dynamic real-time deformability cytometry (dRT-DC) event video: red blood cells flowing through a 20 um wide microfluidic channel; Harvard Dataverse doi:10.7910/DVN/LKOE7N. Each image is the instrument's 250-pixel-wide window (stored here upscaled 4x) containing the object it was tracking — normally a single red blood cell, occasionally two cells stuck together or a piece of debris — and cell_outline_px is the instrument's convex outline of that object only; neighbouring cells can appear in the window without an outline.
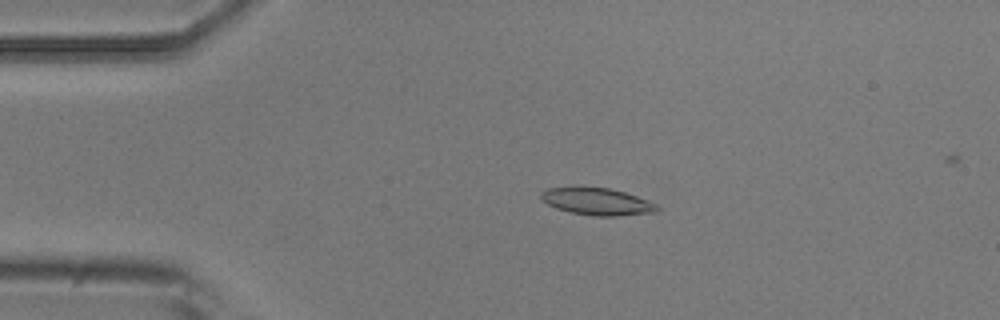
{"species": "common noctule bat (a hibernating species)", "species_latin": "Nyctalus noctula", "temperature_condition": "room temperature", "stored_images_in_passage": 41, "camera_frame_rate_fps": 3000, "um_per_image_px": 0.085, "animal": {"sex": "male", "body_mass_g": 20.5, "forearm_length_mm": 52.5}, "frame": {"image": 1, "passage_image": 4, "time_ms": 1.0, "image_size_px": [1000, 320], "cell_outline_px": [[660, 208], [656, 212], [616, 216], [592, 216], [572, 212], [556, 208], [548, 204], [540, 196], [540, 192], [548, 188], [572, 184], [612, 188], [636, 196], [656, 204]], "centroid_in_image_um": [50.69, 17.08], "position_along_channel_um": 34.3, "area_um2": 18.9}}
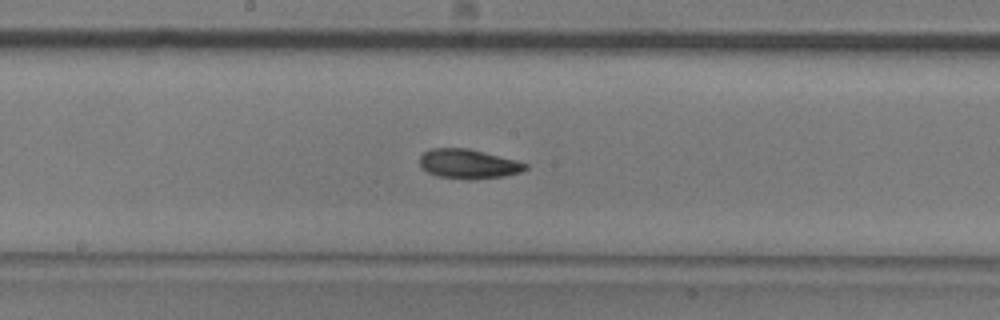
{"frame": {"image": 2, "passage_image": 21, "time_ms": 6.667, "image_size_px": [1000, 320], "cell_outline_px": [[528, 168], [520, 172], [504, 176], [476, 180], [468, 180], [436, 176], [428, 172], [420, 164], [420, 156], [424, 152], [432, 148], [468, 148], [516, 160], [528, 164]], "centroid_in_image_um": [39.82, 13.94], "position_along_channel_um": 208.4, "area_um2": 18.21}}
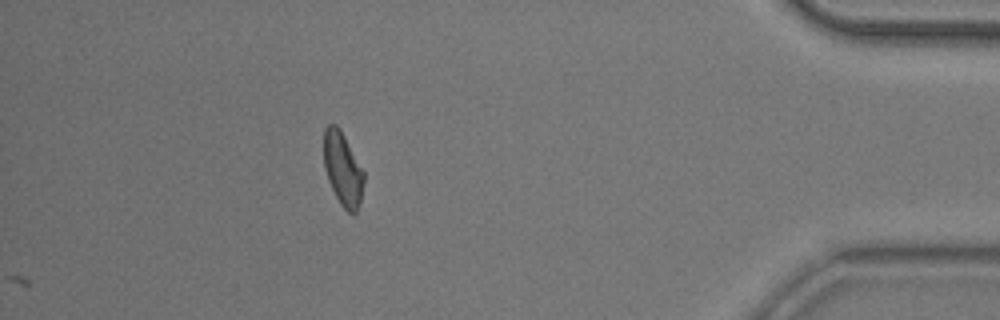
{"frame": {"image": 3, "passage_image": 41, "time_ms": 13.333, "image_size_px": [1000, 320], "cell_outline_px": [[364, 180], [360, 204], [356, 212], [352, 216], [340, 204], [328, 180], [324, 168], [324, 128], [328, 124], [336, 124], [340, 128], [364, 172]], "centroid_in_image_um": [29.13, 14.37], "position_along_channel_um": 406.1, "area_um2": 17.17}, "authors_computed_cell_mechanics": {"area_um2": 17.8024, "velocity_mm_per_s": 3.7231, "shape_relaxation_time_tau1_ms": 3.7336, "shape_relaxation_time_tau2_ms": 4.9956, "deformation_change_tau1": 0.1282, "deformation_change_tau2": 0.1209}}